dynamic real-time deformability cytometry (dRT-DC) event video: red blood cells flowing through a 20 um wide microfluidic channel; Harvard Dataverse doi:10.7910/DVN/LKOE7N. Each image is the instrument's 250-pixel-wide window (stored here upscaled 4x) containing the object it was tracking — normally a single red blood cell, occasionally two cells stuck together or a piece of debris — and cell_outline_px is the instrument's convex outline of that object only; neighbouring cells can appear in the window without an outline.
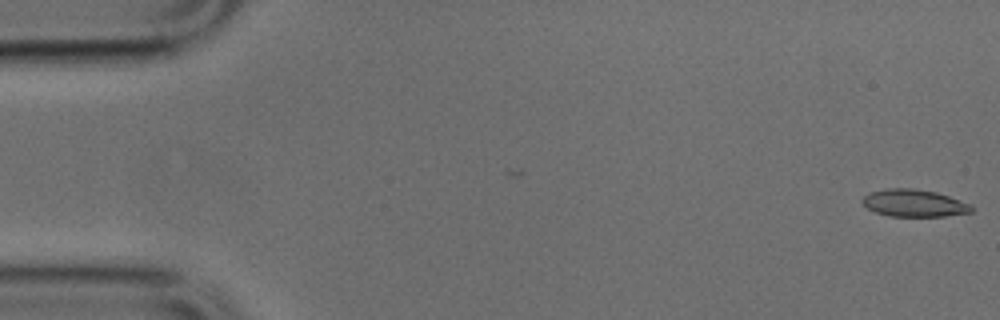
{"species": "common noctule bat (a hibernating species)", "species_latin": "Nyctalus noctula", "temperature_condition": "cold", "stored_images_in_passage": 10, "camera_frame_rate_fps": 3000, "um_per_image_px": 0.085, "animal": {"sex": "male", "body_mass_g": 17.9, "forearm_length_mm": 54.2}, "frame": {"image": 1, "passage_image": 1, "time_ms": 0.0, "image_size_px": [1000, 320], "cell_outline_px": [[972, 212], [944, 216], [888, 216], [876, 212], [868, 208], [860, 200], [868, 192], [884, 188], [912, 188], [936, 192], [972, 204]], "centroid_in_image_um": [77.67, 17.25], "position_along_channel_um": 7.3, "area_um2": 17.4}}